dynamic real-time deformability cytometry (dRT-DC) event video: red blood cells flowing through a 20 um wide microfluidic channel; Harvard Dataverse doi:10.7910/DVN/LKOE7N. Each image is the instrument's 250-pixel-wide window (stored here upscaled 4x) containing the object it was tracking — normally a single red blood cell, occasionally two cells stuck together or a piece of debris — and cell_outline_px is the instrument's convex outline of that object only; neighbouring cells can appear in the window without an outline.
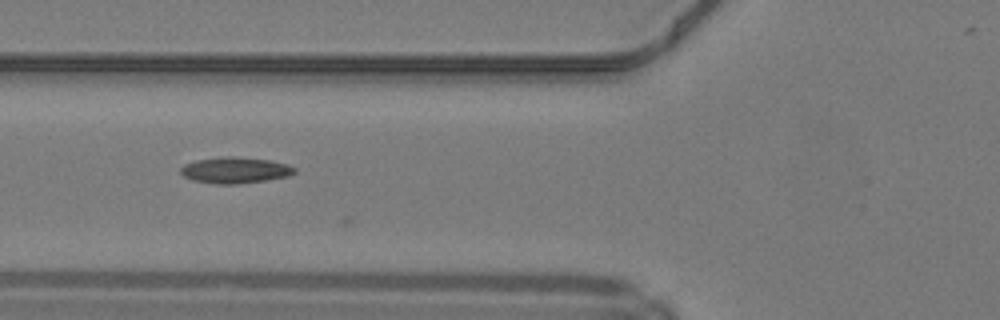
{"species": "common noctule bat (a hibernating species)", "species_latin": "Nyctalus noctula", "temperature_condition": "warm", "stored_images_in_passage": 7, "camera_frame_rate_fps": 3000, "um_per_image_px": 0.085, "animal": {"sex": "male", "body_mass_g": 19.2, "forearm_length_mm": 51.8}, "frame": {"image": 1, "passage_image": 3, "time_ms": 0.667, "image_size_px": [1000, 320], "cell_outline_px": [[296, 172], [288, 176], [264, 180], [236, 184], [216, 184], [196, 180], [184, 176], [180, 172], [180, 168], [184, 164], [196, 160], [220, 156], [232, 156], [268, 160], [288, 164], [296, 168]], "centroid_in_image_um": [19.98, 14.45], "position_along_channel_um": 105.8, "area_um2": 17.22}}
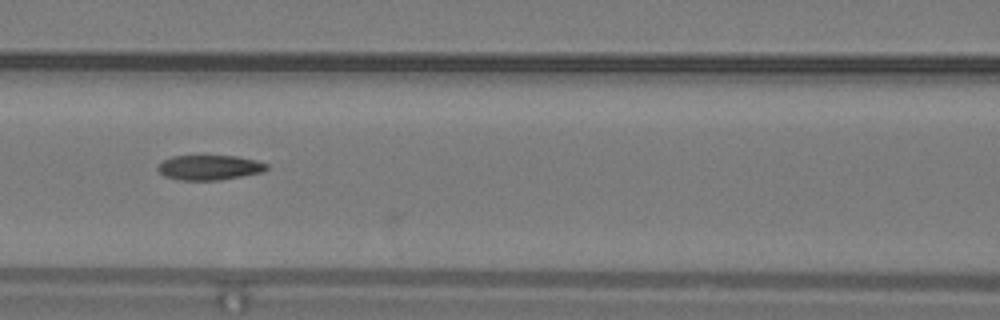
{"frame": {"image": 2, "passage_image": 6, "time_ms": 1.667, "image_size_px": [1000, 320], "cell_outline_px": [[268, 168], [264, 172], [220, 180], [180, 180], [164, 176], [156, 168], [164, 160], [172, 156], [236, 156], [256, 160], [268, 164]], "centroid_in_image_um": [17.82, 14.24], "position_along_channel_um": 148.8, "area_um2": 15.78}}